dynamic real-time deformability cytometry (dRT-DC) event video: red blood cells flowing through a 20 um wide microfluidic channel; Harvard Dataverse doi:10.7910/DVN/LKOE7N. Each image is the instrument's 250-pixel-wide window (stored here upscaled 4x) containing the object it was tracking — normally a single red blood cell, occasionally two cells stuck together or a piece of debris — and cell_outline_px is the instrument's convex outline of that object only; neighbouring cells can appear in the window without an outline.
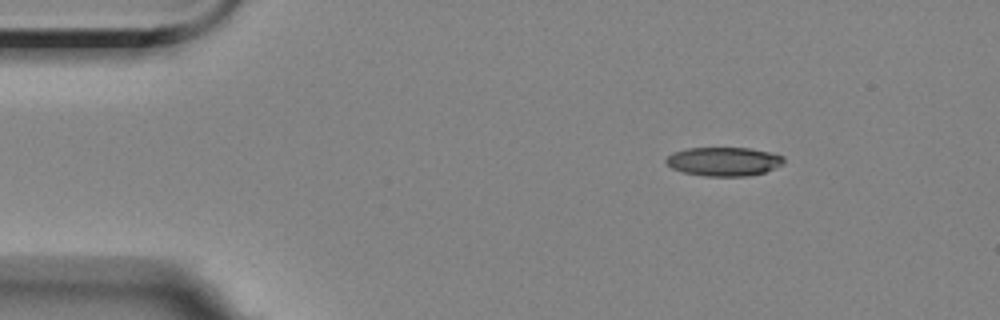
{"species": "Egyptian fruit bat (a non-hibernating species)", "species_latin": "Rousettus aegyptiacus", "temperature_condition": "room temperature", "stored_images_in_passage": 4, "segment_of_instrument_passage": [1, 2], "camera_frame_rate_fps": 3000, "um_per_image_px": 0.085, "animal": {"sex": "female"}, "frame": {"image": 1, "passage_image": 1, "time_ms": 0.0, "image_size_px": [1000, 320], "cell_outline_px": [[784, 164], [764, 172], [748, 176], [704, 176], [684, 172], [672, 168], [664, 160], [672, 152], [684, 148], [748, 148], [768, 152], [784, 156]], "centroid_in_image_um": [61.51, 13.72], "position_along_channel_um": 23.5, "area_um2": 19.77}}